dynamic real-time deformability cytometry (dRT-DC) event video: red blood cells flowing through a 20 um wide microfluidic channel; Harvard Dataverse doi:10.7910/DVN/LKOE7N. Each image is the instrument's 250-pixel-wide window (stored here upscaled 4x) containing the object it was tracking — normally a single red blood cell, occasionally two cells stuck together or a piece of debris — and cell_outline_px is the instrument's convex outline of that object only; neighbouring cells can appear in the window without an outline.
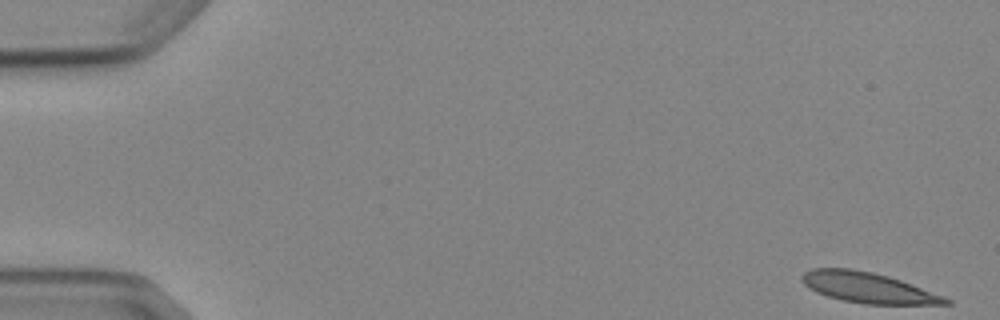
{"species": "Egyptian fruit bat (a non-hibernating species)", "species_latin": "Rousettus aegyptiacus", "temperature_condition": "cold", "stored_images_in_passage": 5, "camera_frame_rate_fps": 3000, "um_per_image_px": 0.085, "animal": {"sex": "female"}, "frame": {"image": 1, "passage_image": 1, "time_ms": 0.0, "image_size_px": [1000, 320], "cell_outline_px": [[952, 304], [864, 304], [840, 300], [816, 292], [808, 288], [804, 284], [800, 276], [804, 272], [812, 268], [852, 268], [872, 272], [888, 276], [900, 280], [944, 296], [952, 300]], "centroid_in_image_um": [73.75, 24.45], "position_along_channel_um": 11.2, "area_um2": 25.55}}
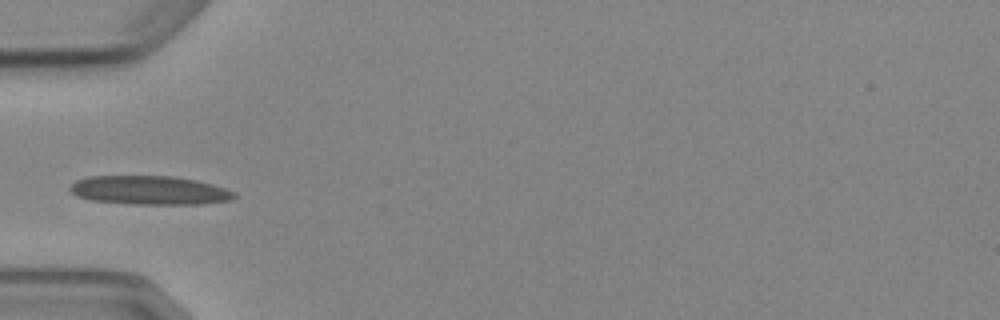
{"frame": {"image": 2, "passage_image": 5, "time_ms": 5.333, "image_size_px": [1000, 320], "cell_outline_px": [[236, 196], [232, 200], [200, 204], [136, 204], [92, 200], [76, 196], [68, 188], [76, 180], [88, 176], [172, 176], [196, 180], [212, 184], [236, 192]], "centroid_in_image_um": [12.72, 16.17], "position_along_channel_um": 72.3, "area_um2": 27.57}}